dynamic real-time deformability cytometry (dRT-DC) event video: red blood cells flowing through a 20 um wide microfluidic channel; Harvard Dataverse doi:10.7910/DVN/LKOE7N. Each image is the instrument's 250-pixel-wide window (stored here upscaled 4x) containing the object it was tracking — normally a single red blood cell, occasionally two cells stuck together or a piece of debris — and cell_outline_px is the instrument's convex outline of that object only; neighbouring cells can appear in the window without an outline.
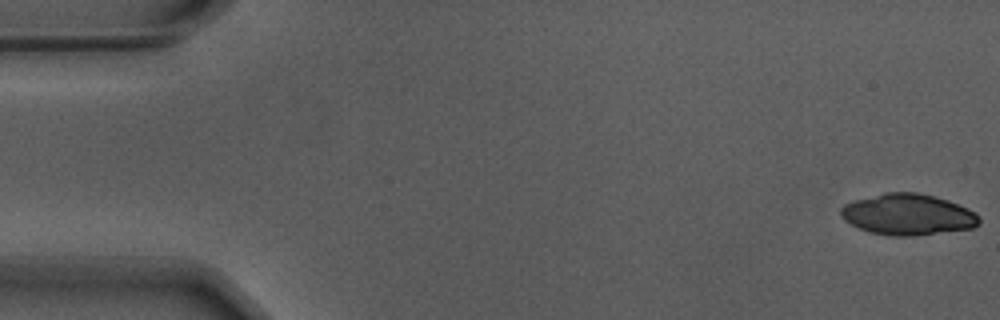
{"species": "Egyptian fruit bat (a non-hibernating species)", "species_latin": "Rousettus aegyptiacus", "temperature_condition": "warm", "stored_images_in_passage": 19, "camera_frame_rate_fps": 3000, "um_per_image_px": 0.085, "animal": {"sex": "male"}, "frame": {"image": 1, "passage_image": 1, "time_ms": 0.0, "image_size_px": [1000, 320], "cell_outline_px": [[980, 224], [972, 228], [912, 236], [892, 236], [872, 232], [860, 228], [844, 220], [840, 216], [840, 208], [844, 204], [852, 200], [888, 192], [916, 192], [936, 196], [948, 200], [968, 208], [976, 212], [980, 216]], "centroid_in_image_um": [77.18, 18.22], "position_along_channel_um": 7.8, "area_um2": 33.23}}